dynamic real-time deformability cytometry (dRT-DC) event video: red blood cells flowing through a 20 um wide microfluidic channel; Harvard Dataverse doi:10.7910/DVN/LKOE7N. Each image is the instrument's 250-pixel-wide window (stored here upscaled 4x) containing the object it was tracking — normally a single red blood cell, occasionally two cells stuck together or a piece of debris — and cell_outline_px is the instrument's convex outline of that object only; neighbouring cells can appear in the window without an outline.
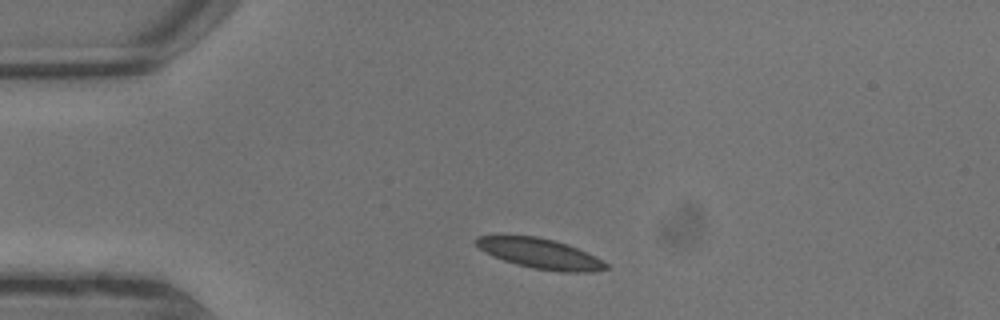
{"species": "common noctule bat (a hibernating species)", "species_latin": "Nyctalus noctula", "temperature_condition": "warm", "stored_images_in_passage": 7, "camera_frame_rate_fps": 3000, "um_per_image_px": 0.085, "animal": {"sex": "male", "body_mass_g": 13.3}, "frame": {"image": 1, "passage_image": 1, "time_ms": 0.0, "image_size_px": [1000, 320], "cell_outline_px": [[612, 268], [592, 272], [560, 272], [532, 268], [516, 264], [492, 256], [484, 252], [472, 240], [476, 236], [536, 236], [568, 244], [596, 256], [608, 264]], "centroid_in_image_um": [45.94, 21.57], "position_along_channel_um": 39.1, "area_um2": 22.89}}
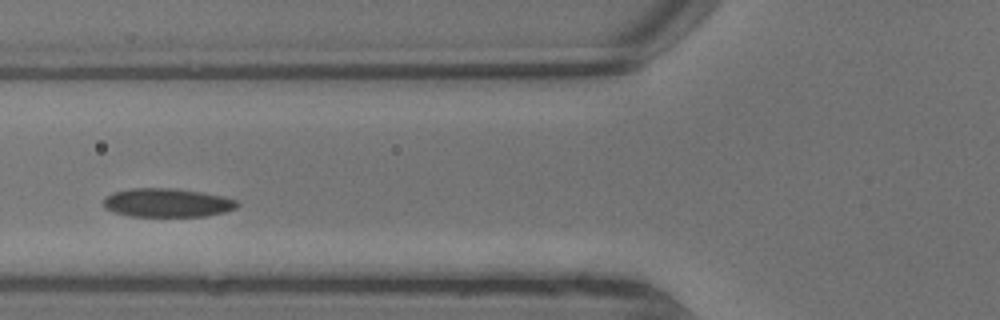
{"frame": {"image": 2, "passage_image": 4, "time_ms": 1.0, "image_size_px": [1000, 320], "cell_outline_px": [[240, 204], [236, 208], [224, 212], [204, 216], [128, 216], [104, 208], [104, 196], [112, 192], [128, 188], [172, 188], [200, 192], [224, 196], [240, 200]], "centroid_in_image_um": [14.22, 17.22], "position_along_channel_um": 111.6, "area_um2": 22.54}}
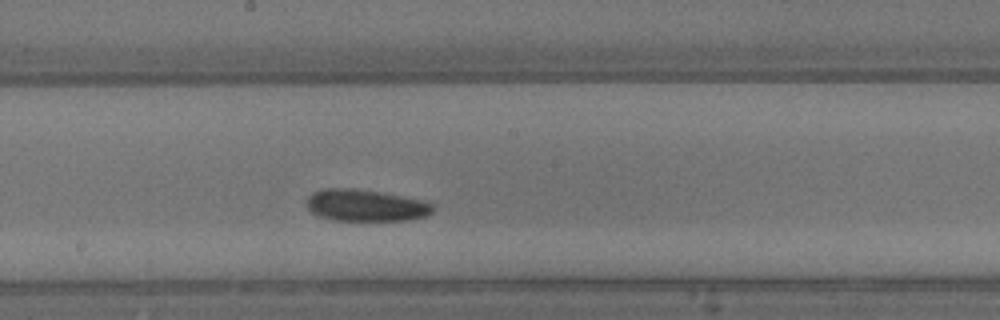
{"frame": {"image": 3, "passage_image": 7, "time_ms": 2.0, "image_size_px": [1000, 320], "cell_outline_px": [[432, 212], [428, 216], [408, 220], [332, 220], [320, 216], [312, 212], [308, 208], [308, 196], [312, 192], [324, 188], [352, 188], [380, 192], [420, 200], [432, 204]], "centroid_in_image_um": [31.06, 17.46], "position_along_channel_um": 217.1, "area_um2": 23.12}}